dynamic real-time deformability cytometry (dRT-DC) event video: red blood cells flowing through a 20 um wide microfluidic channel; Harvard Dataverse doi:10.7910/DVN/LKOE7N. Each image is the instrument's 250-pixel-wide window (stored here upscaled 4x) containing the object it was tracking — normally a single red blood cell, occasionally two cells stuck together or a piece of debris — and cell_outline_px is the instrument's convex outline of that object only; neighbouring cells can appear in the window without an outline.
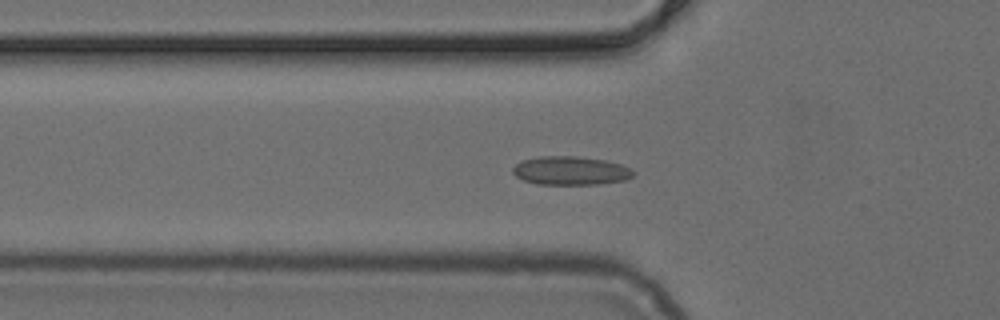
{"species": "common noctule bat (a hibernating species)", "species_latin": "Nyctalus noctula", "temperature_condition": "cold", "stored_images_in_passage": 47, "camera_frame_rate_fps": 3000, "um_per_image_px": 0.085, "animal": {"sex": "female", "body_mass_g": 24.6, "forearm_length_mm": 56.2}, "frame": {"image": 1, "passage_image": 14, "time_ms": 4.333, "image_size_px": [1000, 320], "cell_outline_px": [[636, 172], [628, 180], [600, 184], [536, 184], [524, 180], [516, 176], [512, 172], [512, 168], [520, 160], [540, 156], [576, 156], [604, 160], [620, 164]], "centroid_in_image_um": [48.49, 14.51], "position_along_channel_um": 77.3, "area_um2": 20.17}}
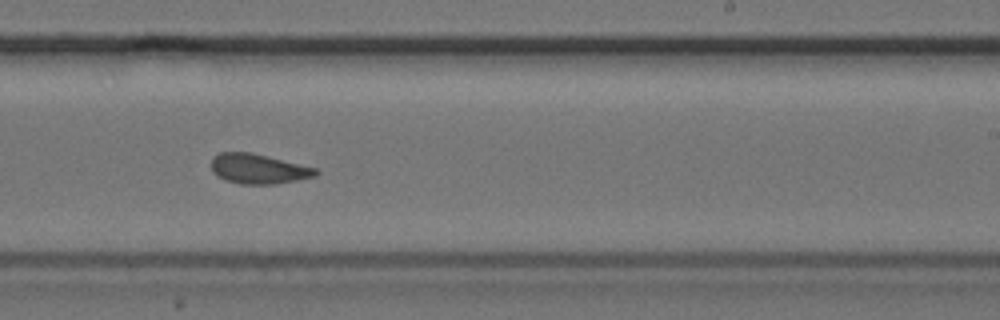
{"frame": {"image": 2, "passage_image": 28, "time_ms": 9.0, "image_size_px": [1000, 320], "cell_outline_px": [[320, 172], [316, 176], [276, 184], [240, 184], [224, 180], [216, 176], [212, 172], [212, 156], [220, 152], [252, 152], [316, 168]], "centroid_in_image_um": [21.94, 14.35], "position_along_channel_um": 267.1, "area_um2": 18.32}}
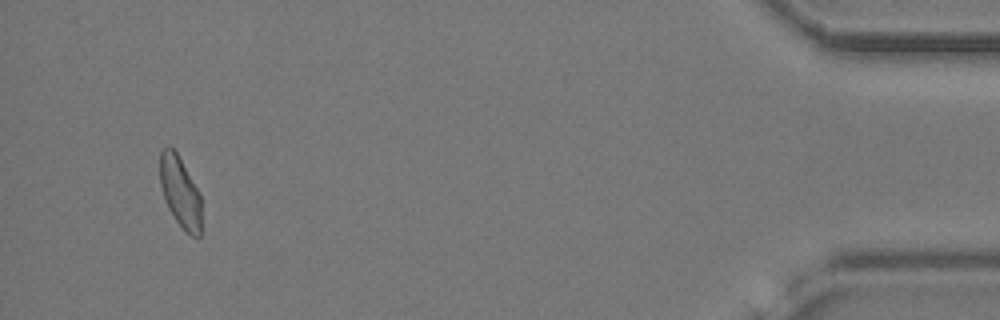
{"frame": {"image": 3, "passage_image": 45, "time_ms": 14.667, "image_size_px": [1000, 320], "cell_outline_px": [[200, 236], [192, 236], [184, 232], [168, 208], [160, 184], [160, 152], [168, 144], [176, 152], [200, 192]], "centroid_in_image_um": [15.31, 16.31], "position_along_channel_um": 419.9, "area_um2": 16.99}}